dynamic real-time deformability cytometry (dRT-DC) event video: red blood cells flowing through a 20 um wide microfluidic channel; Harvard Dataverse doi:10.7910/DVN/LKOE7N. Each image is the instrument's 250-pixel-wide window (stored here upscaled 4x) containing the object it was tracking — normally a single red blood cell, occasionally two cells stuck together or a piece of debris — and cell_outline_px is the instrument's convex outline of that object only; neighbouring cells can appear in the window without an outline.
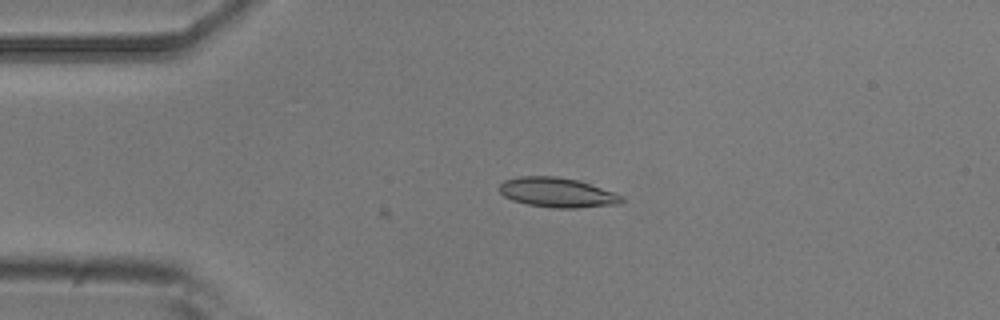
{"species": "common noctule bat (a hibernating species)", "species_latin": "Nyctalus noctula", "temperature_condition": "room temperature", "stored_images_in_passage": 4, "camera_frame_rate_fps": 3000, "um_per_image_px": 0.085, "animal": {"sex": "male", "body_mass_g": 20.5, "forearm_length_mm": 52.5}, "frame": {"image": 1, "passage_image": 4, "time_ms": 3.333, "image_size_px": [1000, 320], "cell_outline_px": [[624, 200], [620, 204], [576, 208], [552, 208], [528, 204], [512, 200], [504, 196], [500, 192], [500, 184], [504, 180], [520, 176], [556, 176], [580, 180], [616, 192], [624, 196]], "centroid_in_image_um": [47.42, 16.36], "position_along_channel_um": 37.6, "area_um2": 21.44}}